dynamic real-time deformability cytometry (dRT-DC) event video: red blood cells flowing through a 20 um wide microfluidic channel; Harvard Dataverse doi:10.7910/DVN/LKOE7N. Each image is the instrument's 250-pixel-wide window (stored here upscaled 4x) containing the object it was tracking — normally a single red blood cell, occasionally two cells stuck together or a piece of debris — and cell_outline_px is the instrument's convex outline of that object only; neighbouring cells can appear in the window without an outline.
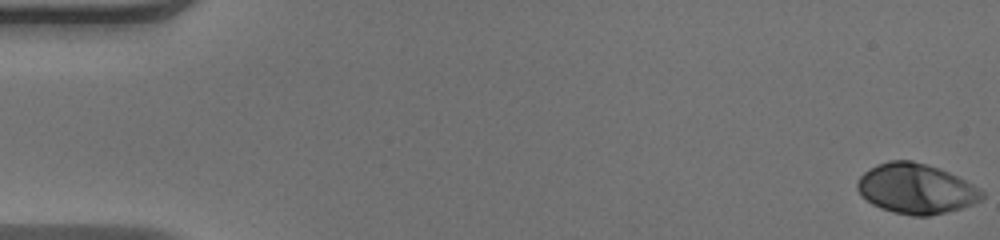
{"species": "human", "species_latin": "Homo sapiens", "temperature_condition": "warm", "stored_images_in_passage": 51, "camera_frame_rate_fps": 3000, "um_per_image_px": 0.085, "donor": {"sex": "male"}, "frame": {"image": 1, "passage_image": 1, "time_ms": 0.0, "image_size_px": [1000, 240], "cell_outline_px": [[984, 196], [980, 200], [972, 204], [960, 208], [928, 216], [912, 216], [892, 212], [880, 208], [872, 204], [856, 188], [856, 184], [860, 176], [864, 172], [876, 164], [888, 160], [912, 160], [940, 168], [972, 184], [984, 192]], "centroid_in_image_um": [77.84, 16.03], "position_along_channel_um": 7.2, "area_um2": 36.18}}
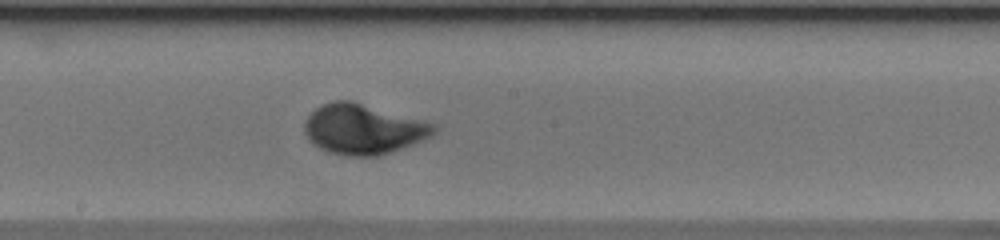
{"frame": {"image": 2, "passage_image": 28, "time_ms": 9.0, "image_size_px": [1000, 240], "cell_outline_px": [[436, 132], [432, 136], [412, 144], [380, 156], [344, 156], [328, 152], [312, 144], [304, 132], [304, 124], [308, 116], [316, 108], [332, 100], [352, 100], [424, 120], [436, 124]], "centroid_in_image_um": [30.88, 10.98], "position_along_channel_um": 217.3, "area_um2": 38.03}}
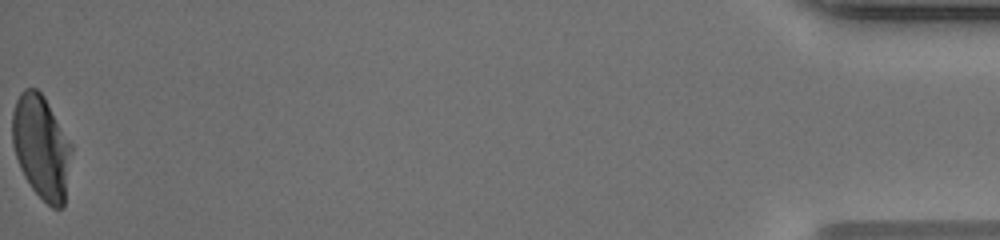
{"frame": {"image": 3, "passage_image": 51, "time_ms": 16.667, "image_size_px": [1000, 240], "cell_outline_px": [[72, 152], [64, 208], [52, 208], [32, 188], [24, 176], [20, 168], [12, 144], [12, 112], [16, 100], [20, 92], [24, 88], [36, 88], [44, 96], [72, 144]], "centroid_in_image_um": [3.52, 12.49], "position_along_channel_um": 431.7, "area_um2": 35.89}, "authors_computed_cell_mechanics": {"area_um2": 35.6626, "velocity_mm_per_s": 4.0947, "shape_relaxation_time_tau1_ms": 3.2488, "shape_relaxation_time_tau2_ms": null, "deformation_change_tau1": 0.2062, "deformation_change_tau2": null}}